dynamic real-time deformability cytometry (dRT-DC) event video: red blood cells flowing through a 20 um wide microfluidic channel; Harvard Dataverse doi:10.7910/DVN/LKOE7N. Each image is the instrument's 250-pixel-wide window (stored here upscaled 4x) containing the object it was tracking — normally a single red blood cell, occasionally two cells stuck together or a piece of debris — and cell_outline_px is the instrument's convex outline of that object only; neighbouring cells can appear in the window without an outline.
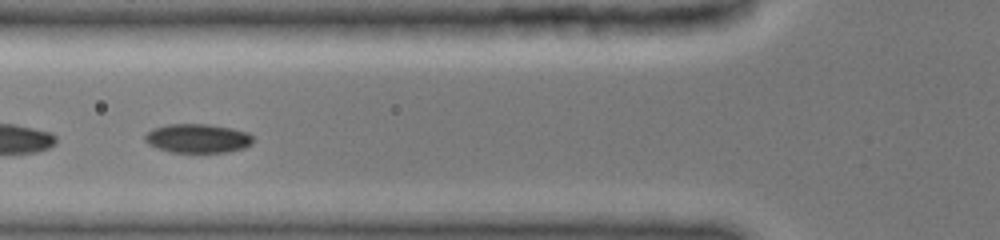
{"species": "common noctule bat (a hibernating species)", "species_latin": "Nyctalus noctula", "temperature_condition": "cold", "stored_images_in_passage": 27, "camera_frame_rate_fps": 3000, "um_per_image_px": 0.085, "animal": {"sex": "female", "body_mass_g": 19.0, "forearm_length_mm": 51.5}, "frame": {"image": 1, "passage_image": 17, "time_ms": 5.333, "image_size_px": [1000, 240], "cell_outline_px": [[252, 144], [244, 148], [228, 152], [172, 152], [156, 148], [148, 144], [144, 140], [144, 136], [152, 128], [168, 124], [208, 124], [232, 128], [248, 132], [252, 136]], "centroid_in_image_um": [16.79, 11.76], "position_along_channel_um": 109.0, "area_um2": 18.38}}
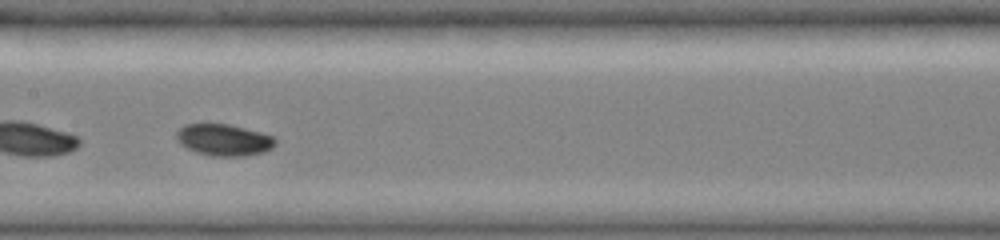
{"frame": {"image": 2, "passage_image": 25, "time_ms": 7.333, "image_size_px": [1000, 240], "cell_outline_px": [[276, 144], [272, 148], [264, 152], [244, 156], [212, 156], [196, 152], [180, 144], [176, 140], [176, 132], [184, 124], [228, 124], [260, 132], [272, 136], [276, 140]], "centroid_in_image_um": [19.02, 11.89], "position_along_channel_um": 188.4, "area_um2": 18.21}}